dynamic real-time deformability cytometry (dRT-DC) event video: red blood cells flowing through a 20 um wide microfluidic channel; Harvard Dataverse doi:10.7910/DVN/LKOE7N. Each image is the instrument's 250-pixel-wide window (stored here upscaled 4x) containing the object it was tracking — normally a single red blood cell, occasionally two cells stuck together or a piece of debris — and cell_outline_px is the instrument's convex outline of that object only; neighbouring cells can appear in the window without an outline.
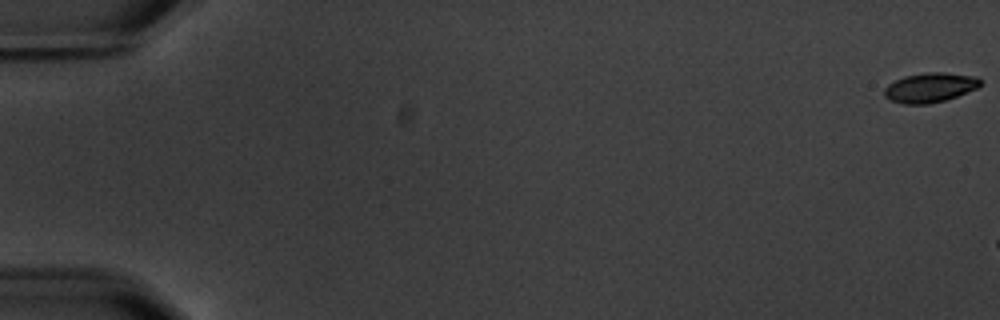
{"species": "common noctule bat (a hibernating species)", "species_latin": "Nyctalus noctula", "temperature_condition": "warm", "stored_images_in_passage": 4, "camera_frame_rate_fps": 3000, "um_per_image_px": 0.085, "animal": {"sex": "male", "body_mass_g": 20.1, "forearm_length_mm": 53.5}, "frame": {"image": 1, "passage_image": 1, "time_ms": 0.0, "image_size_px": [1000, 320], "cell_outline_px": [[980, 84], [976, 88], [956, 96], [944, 100], [928, 104], [904, 104], [888, 100], [884, 96], [884, 88], [888, 84], [904, 76], [928, 72], [944, 72], [976, 76], [980, 80]], "centroid_in_image_um": [79.0, 7.44], "position_along_channel_um": 6.0, "area_um2": 16.47}}